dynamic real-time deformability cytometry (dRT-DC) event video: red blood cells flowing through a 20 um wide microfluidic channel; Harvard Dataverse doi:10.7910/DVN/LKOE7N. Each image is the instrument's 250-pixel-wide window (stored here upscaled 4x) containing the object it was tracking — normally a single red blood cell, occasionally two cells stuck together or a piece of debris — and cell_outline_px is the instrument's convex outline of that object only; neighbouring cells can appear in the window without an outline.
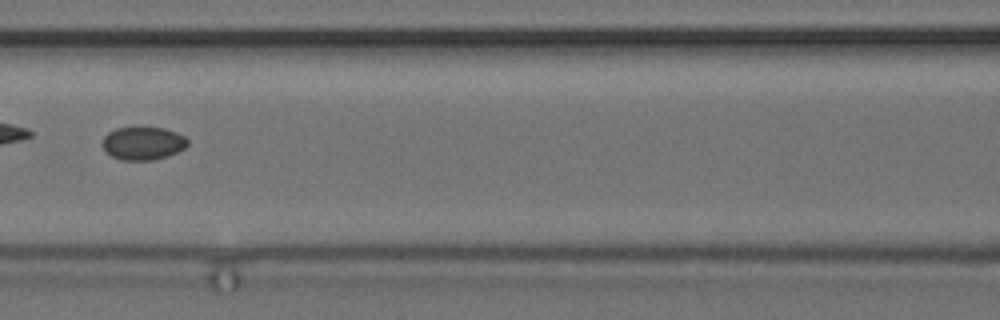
{"species": "common noctule bat (a hibernating species)", "species_latin": "Nyctalus noctula", "temperature_condition": "cold", "stored_images_in_passage": 9, "camera_frame_rate_fps": 3000, "um_per_image_px": 0.085, "animal": {"sex": "female", "body_mass_g": 24.6, "forearm_length_mm": 56.2}, "frame": {"image": 1, "passage_image": 7, "time_ms": 2.0, "image_size_px": [1000, 320], "cell_outline_px": [[188, 144], [184, 148], [168, 156], [152, 160], [120, 160], [112, 156], [104, 148], [104, 136], [108, 132], [116, 128], [164, 128], [176, 132], [184, 136], [188, 140]], "centroid_in_image_um": [12.18, 12.18], "position_along_channel_um": 154.4, "area_um2": 16.18}}
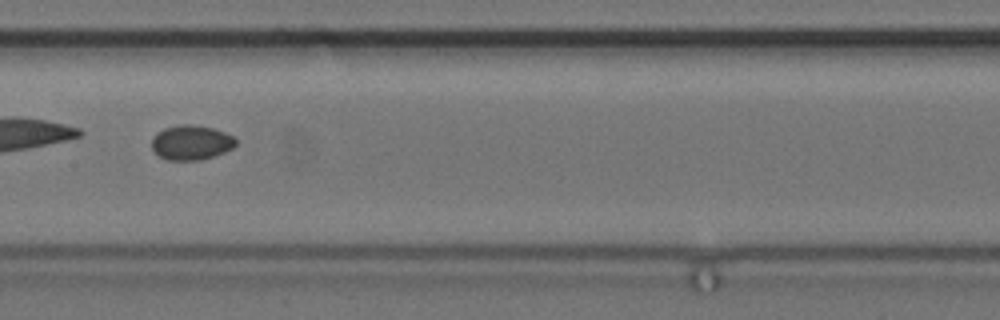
{"frame": {"image": 2, "passage_image": 8, "time_ms": 2.333, "image_size_px": [1000, 320], "cell_outline_px": [[236, 144], [232, 148], [224, 152], [200, 160], [168, 160], [160, 156], [152, 148], [152, 140], [156, 132], [164, 128], [184, 124], [192, 124], [212, 128], [224, 132], [232, 136], [236, 140]], "centroid_in_image_um": [16.24, 12.11], "position_along_channel_um": 191.2, "area_um2": 16.82}}
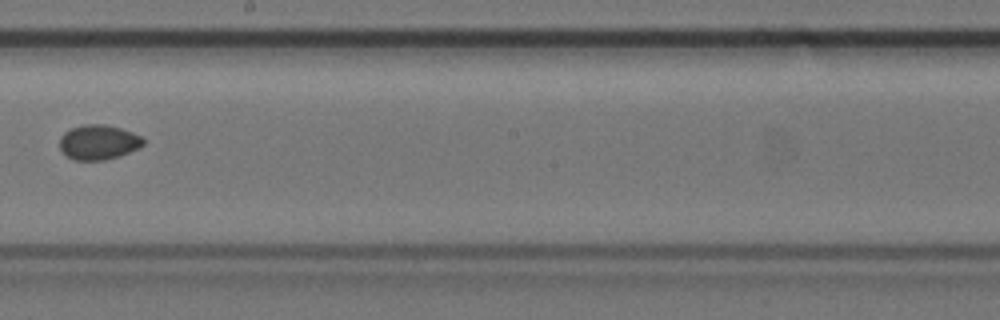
{"frame": {"image": 3, "passage_image": 9, "time_ms": 2.667, "image_size_px": [1000, 320], "cell_outline_px": [[144, 144], [140, 148], [120, 156], [104, 160], [72, 160], [60, 148], [60, 136], [64, 132], [72, 128], [84, 124], [104, 124], [120, 128], [132, 132], [140, 136], [144, 140]], "centroid_in_image_um": [8.38, 12.09], "position_along_channel_um": 239.8, "area_um2": 16.99}}